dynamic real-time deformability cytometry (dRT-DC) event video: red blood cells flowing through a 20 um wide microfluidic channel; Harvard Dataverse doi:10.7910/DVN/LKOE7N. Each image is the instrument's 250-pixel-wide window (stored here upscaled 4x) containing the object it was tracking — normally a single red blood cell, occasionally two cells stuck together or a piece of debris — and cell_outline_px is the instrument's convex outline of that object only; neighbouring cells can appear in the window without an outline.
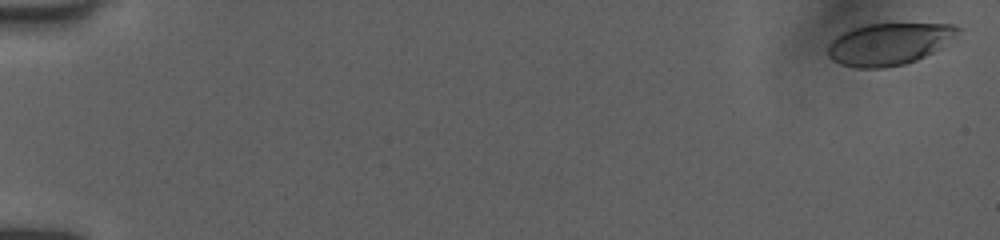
{"species": "human", "species_latin": "Homo sapiens", "temperature_condition": "room temperature", "stored_images_in_passage": 7, "camera_frame_rate_fps": 3000, "um_per_image_px": 0.085, "donor": {"sex": "female"}, "frame": {"image": 1, "passage_image": 1, "time_ms": 0.0, "image_size_px": [1000, 240], "cell_outline_px": [[964, 28], [932, 52], [916, 60], [904, 64], [884, 68], [856, 68], [840, 64], [832, 60], [828, 56], [828, 44], [836, 36], [852, 28], [864, 24], [952, 24]], "centroid_in_image_um": [75.5, 3.74], "position_along_channel_um": 9.5, "area_um2": 31.5}}
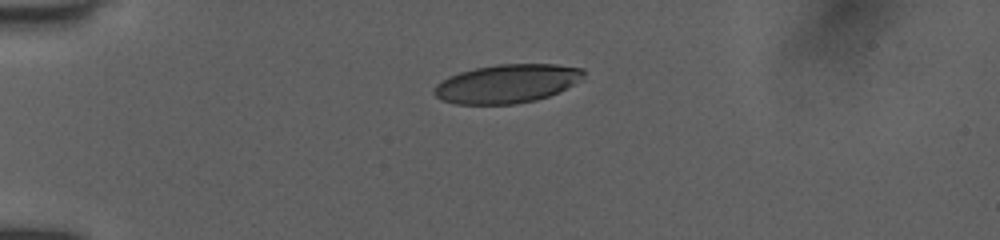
{"frame": {"image": 2, "passage_image": 5, "time_ms": 4.333, "image_size_px": [1000, 240], "cell_outline_px": [[584, 76], [572, 84], [548, 96], [536, 100], [516, 104], [456, 104], [440, 100], [432, 92], [432, 88], [436, 84], [448, 76], [460, 72], [476, 68], [496, 64], [556, 64], [584, 68]], "centroid_in_image_um": [43.03, 7.11], "position_along_channel_um": 42.0, "area_um2": 33.64}}
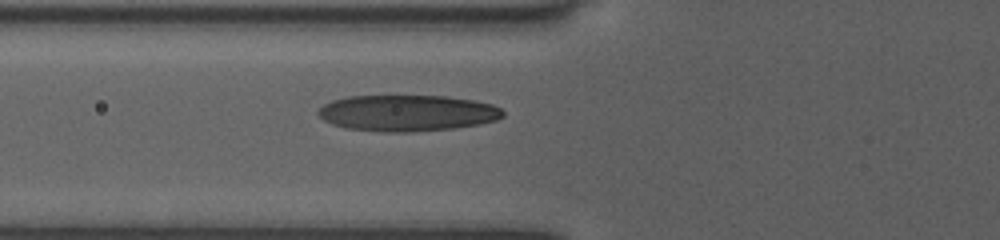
{"frame": {"image": 3, "passage_image": 7, "time_ms": 6.667, "image_size_px": [1000, 240], "cell_outline_px": [[504, 116], [496, 120], [480, 124], [452, 128], [412, 132], [384, 132], [348, 128], [332, 124], [324, 120], [316, 112], [324, 104], [332, 100], [348, 96], [448, 96], [476, 100], [492, 104], [500, 108], [504, 112]], "centroid_in_image_um": [34.64, 9.6], "position_along_channel_um": 91.2, "area_um2": 39.07}}